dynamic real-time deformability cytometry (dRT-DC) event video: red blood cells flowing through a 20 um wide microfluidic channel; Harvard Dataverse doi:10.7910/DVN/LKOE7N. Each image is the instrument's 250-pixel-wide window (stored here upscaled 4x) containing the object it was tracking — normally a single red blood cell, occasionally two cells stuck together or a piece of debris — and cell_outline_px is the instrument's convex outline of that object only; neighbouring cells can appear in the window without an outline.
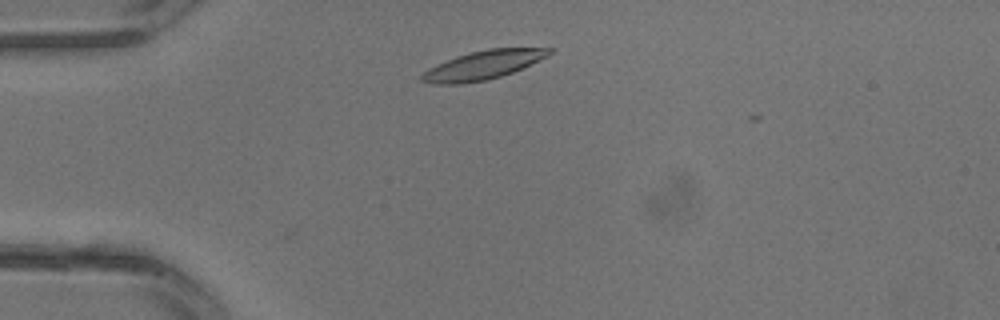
{"species": "common noctule bat (a hibernating species)", "species_latin": "Nyctalus noctula", "temperature_condition": "warm", "stored_images_in_passage": 4, "camera_frame_rate_fps": 3000, "um_per_image_px": 0.085, "animal": {"sex": "male", "body_mass_g": 13.3}, "frame": {"image": 1, "passage_image": 3, "time_ms": 0.667, "image_size_px": [1000, 320], "cell_outline_px": [[552, 52], [548, 56], [512, 72], [488, 80], [456, 84], [432, 84], [420, 80], [420, 76], [428, 68], [456, 56], [488, 48], [552, 48]], "centroid_in_image_um": [41.03, 5.53], "position_along_channel_um": 44.0, "area_um2": 21.1}}